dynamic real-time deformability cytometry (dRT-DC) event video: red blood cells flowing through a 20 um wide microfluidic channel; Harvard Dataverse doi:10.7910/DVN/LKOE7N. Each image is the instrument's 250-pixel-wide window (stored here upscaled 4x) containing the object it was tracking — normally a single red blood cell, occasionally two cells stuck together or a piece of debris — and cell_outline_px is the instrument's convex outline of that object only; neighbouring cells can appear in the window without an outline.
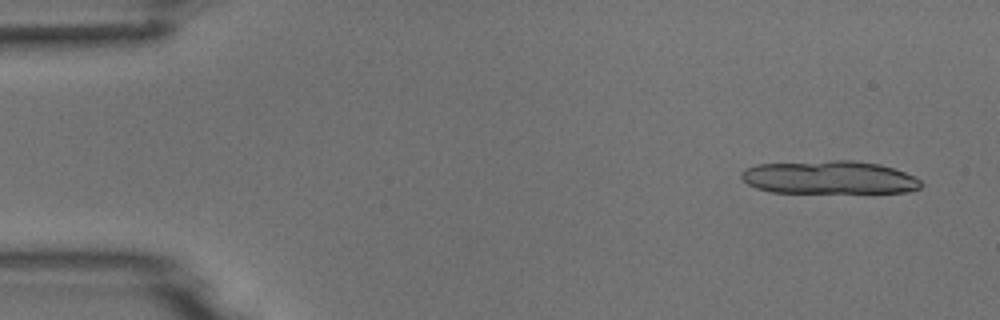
{"species": "common noctule bat (a hibernating species)", "species_latin": "Nyctalus noctula", "temperature_condition": "room temperature", "stored_images_in_passage": 4, "camera_frame_rate_fps": 3000, "um_per_image_px": 0.085, "animal": {"sex": "male", "body_mass_g": 18.8}, "frame": {"image": 1, "passage_image": 1, "time_ms": 0.0, "image_size_px": [1000, 320], "cell_outline_px": [[924, 184], [920, 188], [908, 192], [772, 192], [756, 188], [748, 184], [740, 176], [740, 172], [744, 168], [756, 164], [832, 160], [852, 160], [880, 164], [916, 176]], "centroid_in_image_um": [70.48, 15.07], "position_along_channel_um": 14.5, "area_um2": 34.85}}